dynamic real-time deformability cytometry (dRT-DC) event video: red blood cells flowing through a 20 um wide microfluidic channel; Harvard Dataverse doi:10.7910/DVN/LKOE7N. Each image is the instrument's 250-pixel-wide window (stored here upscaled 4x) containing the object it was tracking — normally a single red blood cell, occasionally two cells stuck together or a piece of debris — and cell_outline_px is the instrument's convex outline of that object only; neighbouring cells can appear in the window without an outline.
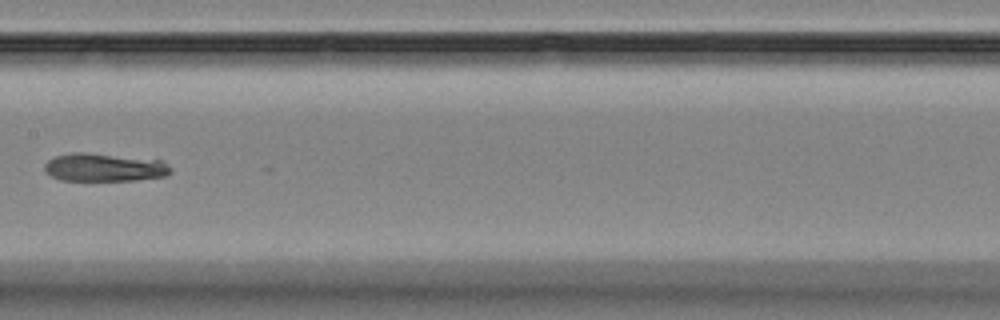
{"species": "Egyptian fruit bat (a non-hibernating species)", "species_latin": "Rousettus aegyptiacus", "temperature_condition": "room temperature", "stored_images_in_passage": 10, "camera_frame_rate_fps": 3000, "um_per_image_px": 0.085, "animal": {"sex": "female"}, "frame": {"image": 1, "passage_image": 4, "time_ms": 3.667, "image_size_px": [1000, 320], "cell_outline_px": [[172, 172], [164, 176], [136, 180], [60, 180], [52, 176], [44, 168], [44, 164], [48, 160], [56, 156], [72, 152], [84, 152], [160, 160], [168, 164], [172, 168]], "centroid_in_image_um": [8.88, 14.22], "position_along_channel_um": 198.5, "area_um2": 20.52}}
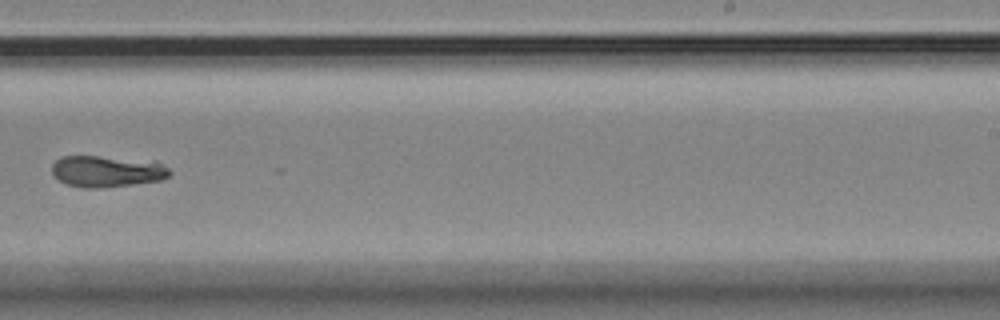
{"frame": {"image": 2, "passage_image": 6, "time_ms": 6.0, "image_size_px": [1000, 320], "cell_outline_px": [[172, 172], [168, 176], [160, 180], [132, 184], [100, 188], [84, 188], [68, 184], [60, 180], [52, 172], [52, 164], [60, 156], [96, 156], [156, 160], [168, 168]], "centroid_in_image_um": [9.12, 14.54], "position_along_channel_um": 279.9, "area_um2": 21.62}}
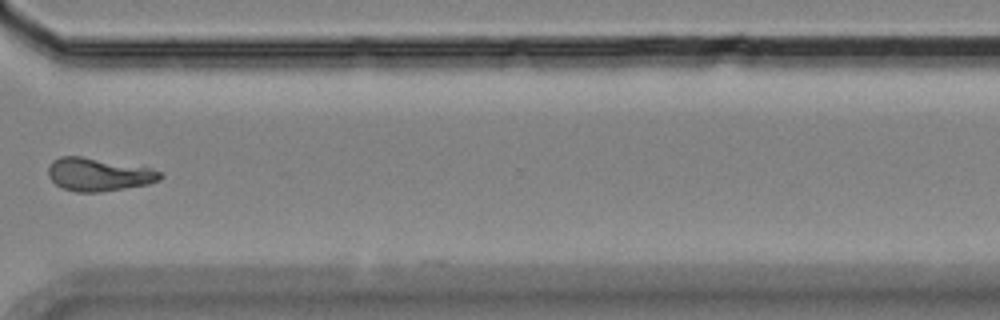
{"frame": {"image": 3, "passage_image": 8, "time_ms": 8.333, "image_size_px": [1000, 320], "cell_outline_px": [[164, 176], [160, 180], [148, 184], [100, 192], [76, 192], [60, 188], [48, 176], [48, 168], [52, 160], [60, 156], [80, 156], [152, 168], [160, 172]], "centroid_in_image_um": [8.36, 14.83], "position_along_channel_um": 362.2, "area_um2": 21.62}}